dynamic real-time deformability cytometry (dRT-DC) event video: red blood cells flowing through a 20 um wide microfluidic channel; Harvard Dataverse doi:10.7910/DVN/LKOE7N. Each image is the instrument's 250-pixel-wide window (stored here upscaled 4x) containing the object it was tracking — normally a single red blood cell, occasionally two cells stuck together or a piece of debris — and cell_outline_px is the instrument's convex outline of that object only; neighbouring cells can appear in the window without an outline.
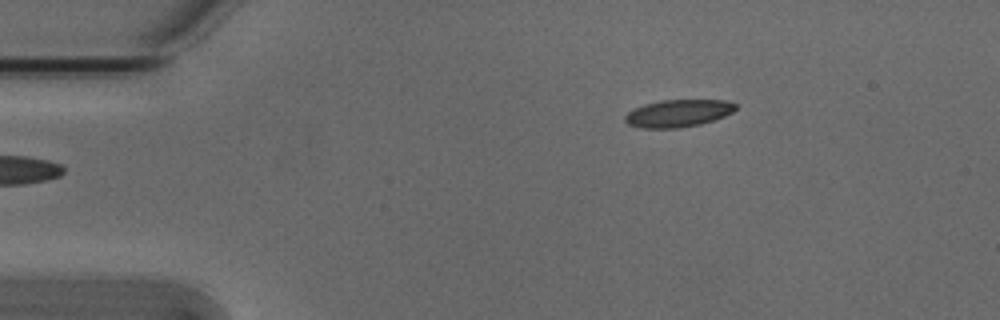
{"species": "Egyptian fruit bat (a non-hibernating species)", "species_latin": "Rousettus aegyptiacus", "temperature_condition": "cold", "stored_images_in_passage": 3, "camera_frame_rate_fps": 3000, "um_per_image_px": 0.085, "animal": {"sex": "male"}, "frame": {"image": 1, "passage_image": 3, "time_ms": 0.667, "image_size_px": [1000, 320], "cell_outline_px": [[736, 108], [732, 112], [724, 116], [700, 124], [676, 128], [640, 128], [628, 124], [624, 120], [624, 116], [628, 112], [644, 104], [660, 100], [728, 100], [736, 104]], "centroid_in_image_um": [57.63, 9.62], "position_along_channel_um": 27.4, "area_um2": 17.57}}